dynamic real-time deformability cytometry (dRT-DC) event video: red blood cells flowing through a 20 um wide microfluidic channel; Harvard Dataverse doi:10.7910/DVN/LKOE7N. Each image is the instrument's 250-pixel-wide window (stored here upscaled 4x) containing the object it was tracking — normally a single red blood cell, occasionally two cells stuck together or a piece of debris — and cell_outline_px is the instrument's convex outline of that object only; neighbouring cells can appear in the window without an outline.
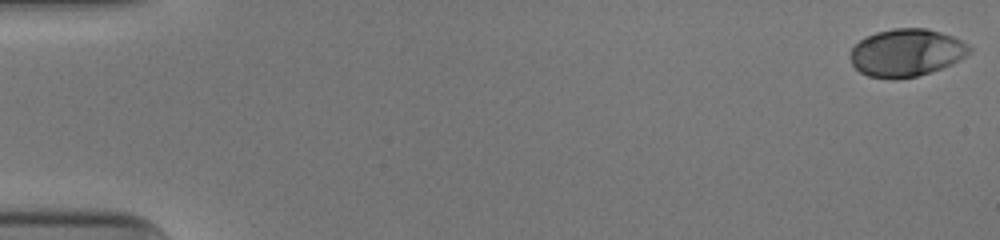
{"species": "human", "species_latin": "Homo sapiens", "temperature_condition": "cold", "stored_images_in_passage": 47, "camera_frame_rate_fps": 3000, "um_per_image_px": 0.085, "donor": {"sex": "male"}, "frame": {"image": 1, "passage_image": 1, "time_ms": 0.0, "image_size_px": [1000, 240], "cell_outline_px": [[972, 52], [960, 60], [952, 64], [916, 76], [892, 80], [868, 76], [860, 72], [852, 64], [852, 48], [860, 40], [876, 32], [892, 28], [924, 28], [940, 32], [952, 36], [968, 44], [972, 48]], "centroid_in_image_um": [77.07, 4.48], "position_along_channel_um": 7.9, "area_um2": 32.89}}
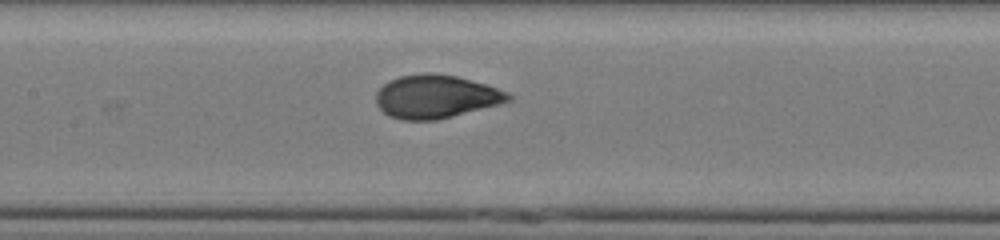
{"frame": {"image": 2, "passage_image": 26, "time_ms": 8.333, "image_size_px": [1000, 240], "cell_outline_px": [[512, 100], [500, 104], [436, 120], [400, 120], [388, 116], [376, 104], [376, 92], [388, 80], [400, 76], [424, 72], [432, 72], [456, 76], [488, 84], [508, 92], [512, 96]], "centroid_in_image_um": [37.05, 8.2], "position_along_channel_um": 170.4, "area_um2": 33.64}}
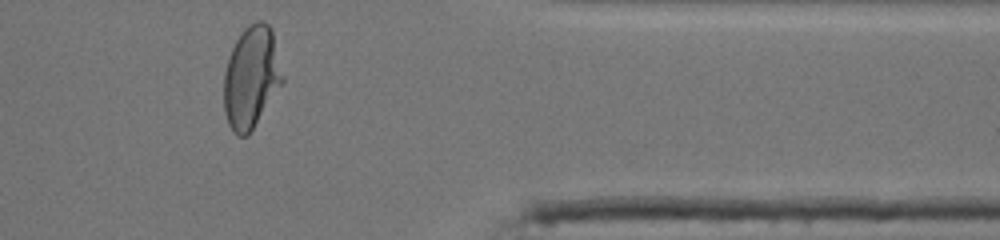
{"frame": {"image": 3, "passage_image": 44, "time_ms": 14.333, "image_size_px": [1000, 240], "cell_outline_px": [[284, 84], [248, 136], [236, 136], [232, 132], [228, 124], [224, 112], [224, 72], [228, 56], [236, 40], [244, 28], [248, 24], [256, 20], [264, 20], [272, 28], [284, 80]], "centroid_in_image_um": [21.37, 6.58], "position_along_channel_um": 390.0, "area_um2": 35.55}, "authors_computed_cell_mechanics": {"area_um2": 32.946, "velocity_mm_per_s": 3.9426, "shape_relaxation_time_tau1_ms": 3.489, "shape_relaxation_time_tau2_ms": null, "deformation_change_tau1": 0.1827, "deformation_change_tau2": null}}